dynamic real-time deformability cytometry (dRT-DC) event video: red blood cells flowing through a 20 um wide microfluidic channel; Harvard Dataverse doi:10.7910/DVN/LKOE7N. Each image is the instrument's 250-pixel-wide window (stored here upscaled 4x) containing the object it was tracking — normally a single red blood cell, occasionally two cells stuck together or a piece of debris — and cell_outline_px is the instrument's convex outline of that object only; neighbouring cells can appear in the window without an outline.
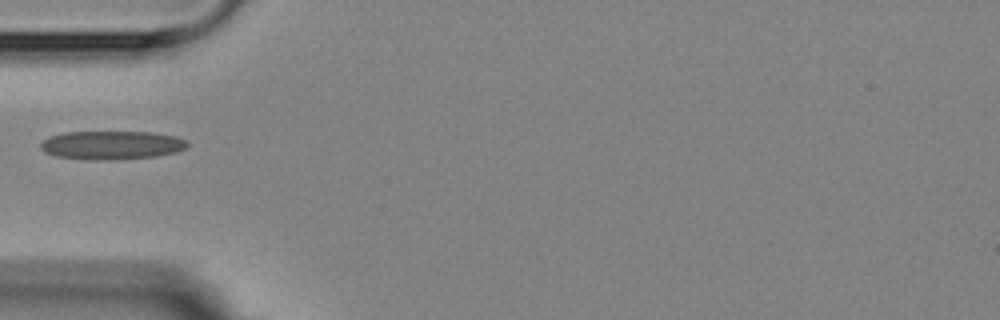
{"species": "Egyptian fruit bat (a non-hibernating species)", "species_latin": "Rousettus aegyptiacus", "temperature_condition": "room temperature", "stored_images_in_passage": 2, "camera_frame_rate_fps": 3000, "um_per_image_px": 0.085, "animal": {"sex": "female"}, "frame": {"image": 1, "passage_image": 1, "time_ms": 0.0, "image_size_px": [1000, 320], "cell_outline_px": [[188, 148], [176, 152], [156, 156], [116, 160], [92, 160], [56, 156], [44, 152], [40, 148], [40, 144], [48, 136], [64, 132], [152, 132], [176, 136], [188, 140]], "centroid_in_image_um": [9.51, 12.33], "position_along_channel_um": 75.5, "area_um2": 24.74}}
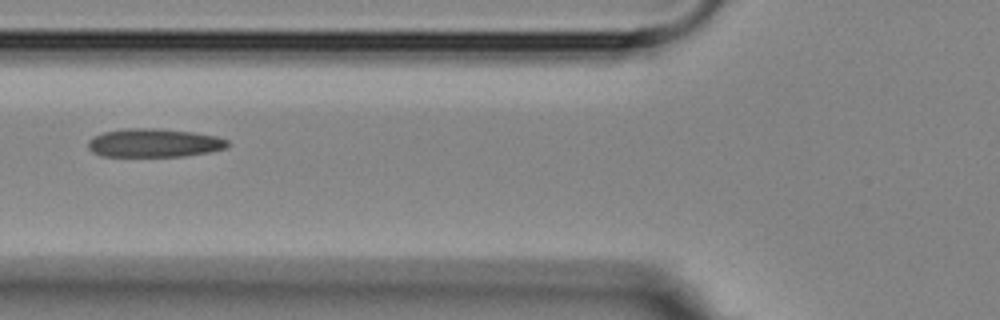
{"frame": {"image": 2, "passage_image": 2, "time_ms": 1.0, "image_size_px": [1000, 320], "cell_outline_px": [[228, 148], [208, 152], [184, 156], [100, 156], [92, 152], [88, 148], [88, 140], [104, 132], [124, 128], [156, 128], [192, 132], [216, 136], [228, 140]], "centroid_in_image_um": [13.09, 12.15], "position_along_channel_um": 112.7, "area_um2": 23.18}}